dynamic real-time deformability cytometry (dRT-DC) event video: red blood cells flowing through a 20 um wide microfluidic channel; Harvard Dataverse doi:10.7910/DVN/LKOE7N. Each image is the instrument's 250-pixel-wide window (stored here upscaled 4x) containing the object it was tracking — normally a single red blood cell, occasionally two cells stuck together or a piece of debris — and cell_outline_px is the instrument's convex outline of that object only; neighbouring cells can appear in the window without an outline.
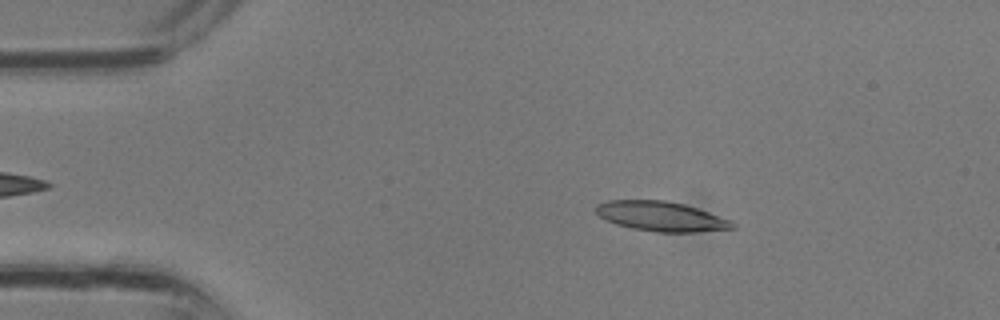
{"species": "common noctule bat (a hibernating species)", "species_latin": "Nyctalus noctula", "temperature_condition": "room temperature", "stored_images_in_passage": 2, "camera_frame_rate_fps": 3000, "um_per_image_px": 0.085, "animal": {"sex": "male", "body_mass_g": 13.3}, "frame": {"image": 1, "passage_image": 1, "time_ms": 0.0, "image_size_px": [1000, 320], "cell_outline_px": [[736, 228], [696, 232], [656, 232], [632, 228], [616, 224], [604, 220], [596, 212], [596, 204], [608, 200], [664, 200], [684, 204], [732, 220], [736, 224]], "centroid_in_image_um": [56.19, 18.39], "position_along_channel_um": 28.8, "area_um2": 23.7}}